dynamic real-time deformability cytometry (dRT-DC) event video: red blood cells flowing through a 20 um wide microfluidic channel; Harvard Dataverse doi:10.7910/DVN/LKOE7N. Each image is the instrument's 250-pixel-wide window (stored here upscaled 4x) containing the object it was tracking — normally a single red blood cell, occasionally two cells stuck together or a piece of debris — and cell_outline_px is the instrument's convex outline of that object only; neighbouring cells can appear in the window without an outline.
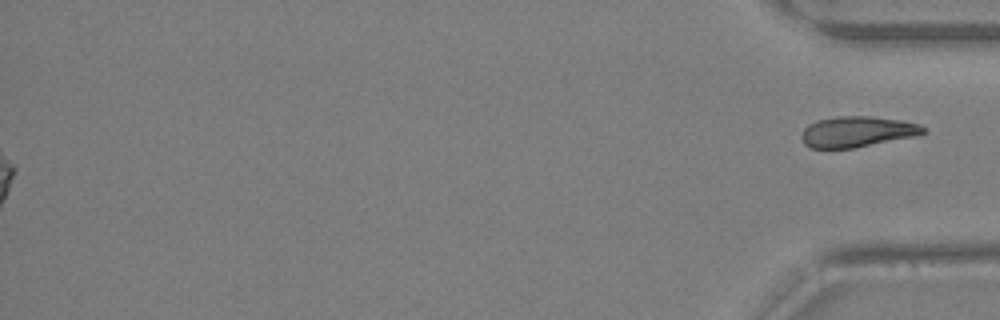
{"species": "Egyptian fruit bat (a non-hibernating species)", "species_latin": "Rousettus aegyptiacus", "temperature_condition": "warm", "stored_images_in_passage": 31, "segment_of_instrument_passage": [2, 2], "camera_frame_rate_fps": 3000, "um_per_image_px": 0.085, "animal": {"sex": "female"}, "frame": {"image": 1, "passage_image": 31, "time_ms": 10.0, "image_size_px": [1000, 320], "cell_outline_px": [[928, 132], [920, 136], [852, 148], [808, 148], [804, 144], [800, 136], [804, 128], [808, 124], [816, 120], [840, 116], [872, 116], [900, 120], [920, 124], [928, 128]], "centroid_in_image_um": [72.91, 11.2], "position_along_channel_um": 362.3, "area_um2": 22.25}}